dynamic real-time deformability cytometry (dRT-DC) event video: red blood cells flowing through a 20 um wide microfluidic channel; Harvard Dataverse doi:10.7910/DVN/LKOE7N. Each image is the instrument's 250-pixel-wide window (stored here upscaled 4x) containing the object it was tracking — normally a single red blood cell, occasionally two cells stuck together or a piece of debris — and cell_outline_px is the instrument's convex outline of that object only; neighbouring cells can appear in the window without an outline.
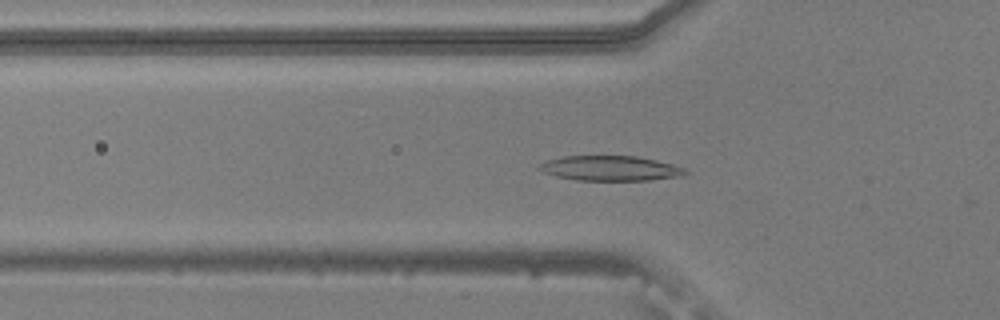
{"species": "common noctule bat (a hibernating species)", "species_latin": "Nyctalus noctula", "temperature_condition": "warm", "stored_images_in_passage": 26, "camera_frame_rate_fps": 3000, "um_per_image_px": 0.085, "animal": {"sex": "male", "body_mass_g": 20.5, "forearm_length_mm": 52.5}, "frame": {"image": 1, "passage_image": 17, "time_ms": 5.333, "image_size_px": [1000, 320], "cell_outline_px": [[688, 172], [680, 176], [648, 180], [576, 180], [556, 176], [544, 172], [536, 168], [544, 160], [564, 156], [636, 156], [656, 160], [672, 164], [684, 168]], "centroid_in_image_um": [51.83, 14.3], "position_along_channel_um": 74.0, "area_um2": 21.15}}
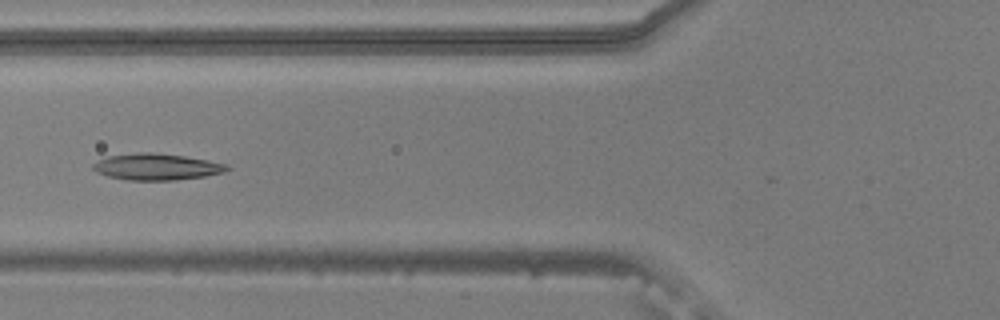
{"frame": {"image": 2, "passage_image": 20, "time_ms": 6.333, "image_size_px": [1000, 320], "cell_outline_px": [[232, 168], [224, 172], [204, 176], [176, 180], [128, 180], [108, 176], [96, 172], [92, 168], [92, 164], [108, 156], [140, 152], [152, 152], [184, 156], [208, 160], [228, 164]], "centroid_in_image_um": [13.34, 14.18], "position_along_channel_um": 112.5, "area_um2": 20.63}}
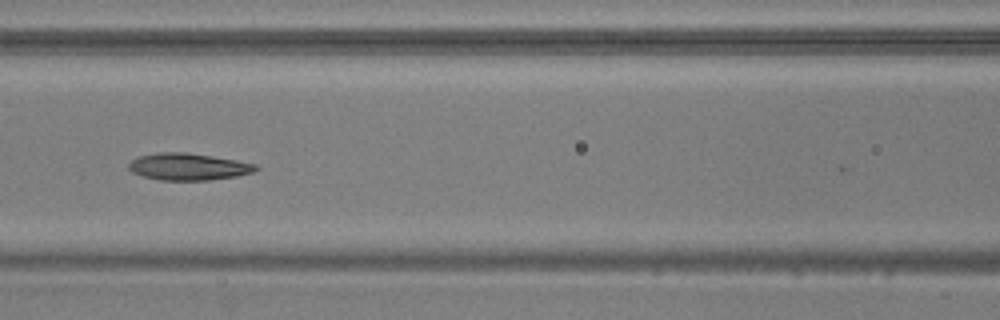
{"frame": {"image": 3, "passage_image": 23, "time_ms": 7.333, "image_size_px": [1000, 320], "cell_outline_px": [[260, 168], [252, 172], [236, 176], [208, 180], [160, 180], [144, 176], [132, 172], [128, 168], [128, 164], [136, 156], [160, 152], [188, 152], [236, 160], [256, 164]], "centroid_in_image_um": [15.99, 14.16], "position_along_channel_um": 150.6, "area_um2": 19.94}}